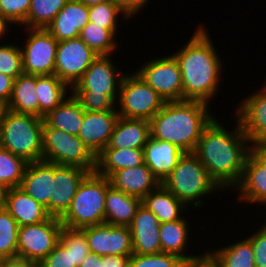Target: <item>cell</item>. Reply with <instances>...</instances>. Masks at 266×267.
<instances>
[{
    "instance_id": "6da1fadb",
    "label": "cell",
    "mask_w": 266,
    "mask_h": 267,
    "mask_svg": "<svg viewBox=\"0 0 266 267\" xmlns=\"http://www.w3.org/2000/svg\"><path fill=\"white\" fill-rule=\"evenodd\" d=\"M216 117L204 128L193 152L207 169L209 177L223 192L233 190L243 174L251 142L236 117L235 129H225Z\"/></svg>"
},
{
    "instance_id": "e0dca14e",
    "label": "cell",
    "mask_w": 266,
    "mask_h": 267,
    "mask_svg": "<svg viewBox=\"0 0 266 267\" xmlns=\"http://www.w3.org/2000/svg\"><path fill=\"white\" fill-rule=\"evenodd\" d=\"M118 118V111L89 112L85 110L78 137L95 156L108 146Z\"/></svg>"
},
{
    "instance_id": "d4e9b609",
    "label": "cell",
    "mask_w": 266,
    "mask_h": 267,
    "mask_svg": "<svg viewBox=\"0 0 266 267\" xmlns=\"http://www.w3.org/2000/svg\"><path fill=\"white\" fill-rule=\"evenodd\" d=\"M151 137L150 121L119 116L109 144L105 148L143 149Z\"/></svg>"
},
{
    "instance_id": "ab89813d",
    "label": "cell",
    "mask_w": 266,
    "mask_h": 267,
    "mask_svg": "<svg viewBox=\"0 0 266 267\" xmlns=\"http://www.w3.org/2000/svg\"><path fill=\"white\" fill-rule=\"evenodd\" d=\"M7 43L0 45V73L14 80L23 74L22 52L20 45Z\"/></svg>"
},
{
    "instance_id": "7bdbcfd3",
    "label": "cell",
    "mask_w": 266,
    "mask_h": 267,
    "mask_svg": "<svg viewBox=\"0 0 266 267\" xmlns=\"http://www.w3.org/2000/svg\"><path fill=\"white\" fill-rule=\"evenodd\" d=\"M89 112L117 111L116 103L108 95H73Z\"/></svg>"
},
{
    "instance_id": "9f6ffc18",
    "label": "cell",
    "mask_w": 266,
    "mask_h": 267,
    "mask_svg": "<svg viewBox=\"0 0 266 267\" xmlns=\"http://www.w3.org/2000/svg\"><path fill=\"white\" fill-rule=\"evenodd\" d=\"M84 3L87 7L92 6V5H97L99 3H103L108 0H78Z\"/></svg>"
},
{
    "instance_id": "4dcf8cb0",
    "label": "cell",
    "mask_w": 266,
    "mask_h": 267,
    "mask_svg": "<svg viewBox=\"0 0 266 267\" xmlns=\"http://www.w3.org/2000/svg\"><path fill=\"white\" fill-rule=\"evenodd\" d=\"M187 219L184 216L182 219L160 224L159 239L162 252L177 255L183 260L196 256L185 253L187 252V245L190 243L188 241L190 225Z\"/></svg>"
},
{
    "instance_id": "ba28073f",
    "label": "cell",
    "mask_w": 266,
    "mask_h": 267,
    "mask_svg": "<svg viewBox=\"0 0 266 267\" xmlns=\"http://www.w3.org/2000/svg\"><path fill=\"white\" fill-rule=\"evenodd\" d=\"M164 104L161 96L136 72L124 75L116 104L119 116L150 121Z\"/></svg>"
},
{
    "instance_id": "11a10c76",
    "label": "cell",
    "mask_w": 266,
    "mask_h": 267,
    "mask_svg": "<svg viewBox=\"0 0 266 267\" xmlns=\"http://www.w3.org/2000/svg\"><path fill=\"white\" fill-rule=\"evenodd\" d=\"M8 187L0 182V209L5 208Z\"/></svg>"
},
{
    "instance_id": "1f68e13d",
    "label": "cell",
    "mask_w": 266,
    "mask_h": 267,
    "mask_svg": "<svg viewBox=\"0 0 266 267\" xmlns=\"http://www.w3.org/2000/svg\"><path fill=\"white\" fill-rule=\"evenodd\" d=\"M70 90L71 88L61 81L55 74L41 76L36 75L39 117L44 118V116H46L50 111L54 110L65 99H67L69 96L68 92L71 93Z\"/></svg>"
},
{
    "instance_id": "5bb4252c",
    "label": "cell",
    "mask_w": 266,
    "mask_h": 267,
    "mask_svg": "<svg viewBox=\"0 0 266 267\" xmlns=\"http://www.w3.org/2000/svg\"><path fill=\"white\" fill-rule=\"evenodd\" d=\"M90 252L102 256H131L132 237L128 226H114L103 223L82 228Z\"/></svg>"
},
{
    "instance_id": "8d00e7d4",
    "label": "cell",
    "mask_w": 266,
    "mask_h": 267,
    "mask_svg": "<svg viewBox=\"0 0 266 267\" xmlns=\"http://www.w3.org/2000/svg\"><path fill=\"white\" fill-rule=\"evenodd\" d=\"M89 21L100 26L101 28L111 30L115 35L118 32V17L120 13L123 15L124 20H128L130 17L126 12L114 1L108 0L97 5L88 7Z\"/></svg>"
},
{
    "instance_id": "d6a6232c",
    "label": "cell",
    "mask_w": 266,
    "mask_h": 267,
    "mask_svg": "<svg viewBox=\"0 0 266 267\" xmlns=\"http://www.w3.org/2000/svg\"><path fill=\"white\" fill-rule=\"evenodd\" d=\"M223 247L210 251L220 267H255L254 252L248 238Z\"/></svg>"
},
{
    "instance_id": "2e32d148",
    "label": "cell",
    "mask_w": 266,
    "mask_h": 267,
    "mask_svg": "<svg viewBox=\"0 0 266 267\" xmlns=\"http://www.w3.org/2000/svg\"><path fill=\"white\" fill-rule=\"evenodd\" d=\"M262 87L235 108V116L251 143L266 141V83Z\"/></svg>"
},
{
    "instance_id": "681fc988",
    "label": "cell",
    "mask_w": 266,
    "mask_h": 267,
    "mask_svg": "<svg viewBox=\"0 0 266 267\" xmlns=\"http://www.w3.org/2000/svg\"><path fill=\"white\" fill-rule=\"evenodd\" d=\"M131 256H102V267H129Z\"/></svg>"
},
{
    "instance_id": "6f0895ef",
    "label": "cell",
    "mask_w": 266,
    "mask_h": 267,
    "mask_svg": "<svg viewBox=\"0 0 266 267\" xmlns=\"http://www.w3.org/2000/svg\"><path fill=\"white\" fill-rule=\"evenodd\" d=\"M260 227L266 231V221H265V223H264L262 226H260Z\"/></svg>"
},
{
    "instance_id": "816d5d0a",
    "label": "cell",
    "mask_w": 266,
    "mask_h": 267,
    "mask_svg": "<svg viewBox=\"0 0 266 267\" xmlns=\"http://www.w3.org/2000/svg\"><path fill=\"white\" fill-rule=\"evenodd\" d=\"M33 265L20 256L0 258V267H32Z\"/></svg>"
},
{
    "instance_id": "ffe728a7",
    "label": "cell",
    "mask_w": 266,
    "mask_h": 267,
    "mask_svg": "<svg viewBox=\"0 0 266 267\" xmlns=\"http://www.w3.org/2000/svg\"><path fill=\"white\" fill-rule=\"evenodd\" d=\"M54 164L46 161L29 162L19 186L49 214L50 197L54 191Z\"/></svg>"
},
{
    "instance_id": "7402d4cb",
    "label": "cell",
    "mask_w": 266,
    "mask_h": 267,
    "mask_svg": "<svg viewBox=\"0 0 266 267\" xmlns=\"http://www.w3.org/2000/svg\"><path fill=\"white\" fill-rule=\"evenodd\" d=\"M144 163L162 181L173 171L185 152L165 140L151 138L143 148Z\"/></svg>"
},
{
    "instance_id": "f907efd6",
    "label": "cell",
    "mask_w": 266,
    "mask_h": 267,
    "mask_svg": "<svg viewBox=\"0 0 266 267\" xmlns=\"http://www.w3.org/2000/svg\"><path fill=\"white\" fill-rule=\"evenodd\" d=\"M251 155L266 168V141L251 143Z\"/></svg>"
},
{
    "instance_id": "277c9868",
    "label": "cell",
    "mask_w": 266,
    "mask_h": 267,
    "mask_svg": "<svg viewBox=\"0 0 266 267\" xmlns=\"http://www.w3.org/2000/svg\"><path fill=\"white\" fill-rule=\"evenodd\" d=\"M44 119L13 112H0V147L29 162L42 161Z\"/></svg>"
},
{
    "instance_id": "60d3db41",
    "label": "cell",
    "mask_w": 266,
    "mask_h": 267,
    "mask_svg": "<svg viewBox=\"0 0 266 267\" xmlns=\"http://www.w3.org/2000/svg\"><path fill=\"white\" fill-rule=\"evenodd\" d=\"M183 259L179 256L160 252L155 254H132L129 267H181Z\"/></svg>"
},
{
    "instance_id": "e575fe53",
    "label": "cell",
    "mask_w": 266,
    "mask_h": 267,
    "mask_svg": "<svg viewBox=\"0 0 266 267\" xmlns=\"http://www.w3.org/2000/svg\"><path fill=\"white\" fill-rule=\"evenodd\" d=\"M68 1L69 0H31L27 18L20 27L46 29Z\"/></svg>"
},
{
    "instance_id": "484cf974",
    "label": "cell",
    "mask_w": 266,
    "mask_h": 267,
    "mask_svg": "<svg viewBox=\"0 0 266 267\" xmlns=\"http://www.w3.org/2000/svg\"><path fill=\"white\" fill-rule=\"evenodd\" d=\"M142 200L123 191L107 188L105 198V223L114 226H129Z\"/></svg>"
},
{
    "instance_id": "f1b7e54d",
    "label": "cell",
    "mask_w": 266,
    "mask_h": 267,
    "mask_svg": "<svg viewBox=\"0 0 266 267\" xmlns=\"http://www.w3.org/2000/svg\"><path fill=\"white\" fill-rule=\"evenodd\" d=\"M5 108L16 113L39 117L36 75L23 73L14 80L12 95Z\"/></svg>"
},
{
    "instance_id": "5b68a950",
    "label": "cell",
    "mask_w": 266,
    "mask_h": 267,
    "mask_svg": "<svg viewBox=\"0 0 266 267\" xmlns=\"http://www.w3.org/2000/svg\"><path fill=\"white\" fill-rule=\"evenodd\" d=\"M162 184L188 208L194 209L204 206L203 197L221 190L194 153H184Z\"/></svg>"
},
{
    "instance_id": "f5cc1de1",
    "label": "cell",
    "mask_w": 266,
    "mask_h": 267,
    "mask_svg": "<svg viewBox=\"0 0 266 267\" xmlns=\"http://www.w3.org/2000/svg\"><path fill=\"white\" fill-rule=\"evenodd\" d=\"M79 267H102V257L90 252Z\"/></svg>"
},
{
    "instance_id": "f6af8a7d",
    "label": "cell",
    "mask_w": 266,
    "mask_h": 267,
    "mask_svg": "<svg viewBox=\"0 0 266 267\" xmlns=\"http://www.w3.org/2000/svg\"><path fill=\"white\" fill-rule=\"evenodd\" d=\"M253 248L255 267H266V231L259 227L258 231L247 237Z\"/></svg>"
},
{
    "instance_id": "30bf717a",
    "label": "cell",
    "mask_w": 266,
    "mask_h": 267,
    "mask_svg": "<svg viewBox=\"0 0 266 267\" xmlns=\"http://www.w3.org/2000/svg\"><path fill=\"white\" fill-rule=\"evenodd\" d=\"M136 73L165 102L183 101V83L180 66L171 55L150 59L143 63Z\"/></svg>"
},
{
    "instance_id": "52a82bcc",
    "label": "cell",
    "mask_w": 266,
    "mask_h": 267,
    "mask_svg": "<svg viewBox=\"0 0 266 267\" xmlns=\"http://www.w3.org/2000/svg\"><path fill=\"white\" fill-rule=\"evenodd\" d=\"M42 160L57 165L77 166L95 172L96 156L75 135L43 124Z\"/></svg>"
},
{
    "instance_id": "7dc6e473",
    "label": "cell",
    "mask_w": 266,
    "mask_h": 267,
    "mask_svg": "<svg viewBox=\"0 0 266 267\" xmlns=\"http://www.w3.org/2000/svg\"><path fill=\"white\" fill-rule=\"evenodd\" d=\"M14 79L8 75L0 73V106L5 107L12 95Z\"/></svg>"
},
{
    "instance_id": "44dd1931",
    "label": "cell",
    "mask_w": 266,
    "mask_h": 267,
    "mask_svg": "<svg viewBox=\"0 0 266 267\" xmlns=\"http://www.w3.org/2000/svg\"><path fill=\"white\" fill-rule=\"evenodd\" d=\"M89 18V10L84 3L69 0L46 29L58 42L78 38Z\"/></svg>"
},
{
    "instance_id": "bcb514c9",
    "label": "cell",
    "mask_w": 266,
    "mask_h": 267,
    "mask_svg": "<svg viewBox=\"0 0 266 267\" xmlns=\"http://www.w3.org/2000/svg\"><path fill=\"white\" fill-rule=\"evenodd\" d=\"M208 251L183 260L181 267H220L217 259Z\"/></svg>"
},
{
    "instance_id": "db71d44e",
    "label": "cell",
    "mask_w": 266,
    "mask_h": 267,
    "mask_svg": "<svg viewBox=\"0 0 266 267\" xmlns=\"http://www.w3.org/2000/svg\"><path fill=\"white\" fill-rule=\"evenodd\" d=\"M10 24L12 25L11 22H9L4 16L0 14V40H2L8 32H10Z\"/></svg>"
},
{
    "instance_id": "836d02e7",
    "label": "cell",
    "mask_w": 266,
    "mask_h": 267,
    "mask_svg": "<svg viewBox=\"0 0 266 267\" xmlns=\"http://www.w3.org/2000/svg\"><path fill=\"white\" fill-rule=\"evenodd\" d=\"M79 38L98 56L113 55V52H117L116 35L90 21L80 31Z\"/></svg>"
},
{
    "instance_id": "9a60e30c",
    "label": "cell",
    "mask_w": 266,
    "mask_h": 267,
    "mask_svg": "<svg viewBox=\"0 0 266 267\" xmlns=\"http://www.w3.org/2000/svg\"><path fill=\"white\" fill-rule=\"evenodd\" d=\"M90 172L77 167L54 164V191L50 197L49 215L61 218L69 209L82 180Z\"/></svg>"
},
{
    "instance_id": "8fae6325",
    "label": "cell",
    "mask_w": 266,
    "mask_h": 267,
    "mask_svg": "<svg viewBox=\"0 0 266 267\" xmlns=\"http://www.w3.org/2000/svg\"><path fill=\"white\" fill-rule=\"evenodd\" d=\"M62 226L60 218L50 216L41 223L19 227L17 256L39 264L58 243Z\"/></svg>"
},
{
    "instance_id": "7c38bea8",
    "label": "cell",
    "mask_w": 266,
    "mask_h": 267,
    "mask_svg": "<svg viewBox=\"0 0 266 267\" xmlns=\"http://www.w3.org/2000/svg\"><path fill=\"white\" fill-rule=\"evenodd\" d=\"M24 30L28 36L21 48L23 73L37 76L54 74L58 41L44 28Z\"/></svg>"
},
{
    "instance_id": "d590c367",
    "label": "cell",
    "mask_w": 266,
    "mask_h": 267,
    "mask_svg": "<svg viewBox=\"0 0 266 267\" xmlns=\"http://www.w3.org/2000/svg\"><path fill=\"white\" fill-rule=\"evenodd\" d=\"M28 162L0 147V182L8 188L19 187Z\"/></svg>"
},
{
    "instance_id": "ee69618b",
    "label": "cell",
    "mask_w": 266,
    "mask_h": 267,
    "mask_svg": "<svg viewBox=\"0 0 266 267\" xmlns=\"http://www.w3.org/2000/svg\"><path fill=\"white\" fill-rule=\"evenodd\" d=\"M39 265L41 267H76L72 262L70 251H67L59 242Z\"/></svg>"
},
{
    "instance_id": "83f0119b",
    "label": "cell",
    "mask_w": 266,
    "mask_h": 267,
    "mask_svg": "<svg viewBox=\"0 0 266 267\" xmlns=\"http://www.w3.org/2000/svg\"><path fill=\"white\" fill-rule=\"evenodd\" d=\"M85 110L80 102L71 94L54 110L44 116V122L53 128L70 135L78 136L83 122Z\"/></svg>"
},
{
    "instance_id": "f35d334b",
    "label": "cell",
    "mask_w": 266,
    "mask_h": 267,
    "mask_svg": "<svg viewBox=\"0 0 266 267\" xmlns=\"http://www.w3.org/2000/svg\"><path fill=\"white\" fill-rule=\"evenodd\" d=\"M18 231L17 221L5 208L0 209V258L17 256Z\"/></svg>"
},
{
    "instance_id": "74e56055",
    "label": "cell",
    "mask_w": 266,
    "mask_h": 267,
    "mask_svg": "<svg viewBox=\"0 0 266 267\" xmlns=\"http://www.w3.org/2000/svg\"><path fill=\"white\" fill-rule=\"evenodd\" d=\"M58 242L70 251L72 262L79 267L90 253L85 233L82 229H74L62 226Z\"/></svg>"
},
{
    "instance_id": "c3c4849f",
    "label": "cell",
    "mask_w": 266,
    "mask_h": 267,
    "mask_svg": "<svg viewBox=\"0 0 266 267\" xmlns=\"http://www.w3.org/2000/svg\"><path fill=\"white\" fill-rule=\"evenodd\" d=\"M132 19V16L141 11L149 0H114Z\"/></svg>"
},
{
    "instance_id": "8992f818",
    "label": "cell",
    "mask_w": 266,
    "mask_h": 267,
    "mask_svg": "<svg viewBox=\"0 0 266 267\" xmlns=\"http://www.w3.org/2000/svg\"><path fill=\"white\" fill-rule=\"evenodd\" d=\"M109 179L96 172L80 183L67 212L60 218L65 227L82 229L105 223V198Z\"/></svg>"
},
{
    "instance_id": "9c48e42d",
    "label": "cell",
    "mask_w": 266,
    "mask_h": 267,
    "mask_svg": "<svg viewBox=\"0 0 266 267\" xmlns=\"http://www.w3.org/2000/svg\"><path fill=\"white\" fill-rule=\"evenodd\" d=\"M111 55H99L77 83L71 88L72 95H108L116 104L119 98L121 73Z\"/></svg>"
},
{
    "instance_id": "cb8c5ba5",
    "label": "cell",
    "mask_w": 266,
    "mask_h": 267,
    "mask_svg": "<svg viewBox=\"0 0 266 267\" xmlns=\"http://www.w3.org/2000/svg\"><path fill=\"white\" fill-rule=\"evenodd\" d=\"M237 198L240 202L266 205V168L251 154L246 160L242 177L238 185Z\"/></svg>"
},
{
    "instance_id": "7a4b0ae2",
    "label": "cell",
    "mask_w": 266,
    "mask_h": 267,
    "mask_svg": "<svg viewBox=\"0 0 266 267\" xmlns=\"http://www.w3.org/2000/svg\"><path fill=\"white\" fill-rule=\"evenodd\" d=\"M209 35L208 29L199 25L189 41L172 54L180 66L183 101L210 104L218 93L224 67Z\"/></svg>"
},
{
    "instance_id": "680465c9",
    "label": "cell",
    "mask_w": 266,
    "mask_h": 267,
    "mask_svg": "<svg viewBox=\"0 0 266 267\" xmlns=\"http://www.w3.org/2000/svg\"><path fill=\"white\" fill-rule=\"evenodd\" d=\"M32 267H41L39 264H34Z\"/></svg>"
},
{
    "instance_id": "b9f144b4",
    "label": "cell",
    "mask_w": 266,
    "mask_h": 267,
    "mask_svg": "<svg viewBox=\"0 0 266 267\" xmlns=\"http://www.w3.org/2000/svg\"><path fill=\"white\" fill-rule=\"evenodd\" d=\"M31 0H0V14L12 24L22 25L29 13Z\"/></svg>"
},
{
    "instance_id": "3957f363",
    "label": "cell",
    "mask_w": 266,
    "mask_h": 267,
    "mask_svg": "<svg viewBox=\"0 0 266 267\" xmlns=\"http://www.w3.org/2000/svg\"><path fill=\"white\" fill-rule=\"evenodd\" d=\"M202 101L165 102L150 120L151 138L165 140L185 153H193L204 128L214 118Z\"/></svg>"
},
{
    "instance_id": "4316f807",
    "label": "cell",
    "mask_w": 266,
    "mask_h": 267,
    "mask_svg": "<svg viewBox=\"0 0 266 267\" xmlns=\"http://www.w3.org/2000/svg\"><path fill=\"white\" fill-rule=\"evenodd\" d=\"M142 204L158 218L160 223L182 219L183 212L188 210V207L162 183L142 199Z\"/></svg>"
},
{
    "instance_id": "ac0fdd59",
    "label": "cell",
    "mask_w": 266,
    "mask_h": 267,
    "mask_svg": "<svg viewBox=\"0 0 266 267\" xmlns=\"http://www.w3.org/2000/svg\"><path fill=\"white\" fill-rule=\"evenodd\" d=\"M160 224L158 218L141 203L131 224L128 226L132 237L133 254L162 252L159 239Z\"/></svg>"
},
{
    "instance_id": "f546056e",
    "label": "cell",
    "mask_w": 266,
    "mask_h": 267,
    "mask_svg": "<svg viewBox=\"0 0 266 267\" xmlns=\"http://www.w3.org/2000/svg\"><path fill=\"white\" fill-rule=\"evenodd\" d=\"M144 163L143 149H115L104 148L96 156L95 172L101 176L109 177L113 172L139 166Z\"/></svg>"
},
{
    "instance_id": "d6986e66",
    "label": "cell",
    "mask_w": 266,
    "mask_h": 267,
    "mask_svg": "<svg viewBox=\"0 0 266 267\" xmlns=\"http://www.w3.org/2000/svg\"><path fill=\"white\" fill-rule=\"evenodd\" d=\"M108 179L113 188L141 200L161 184L145 163L115 171Z\"/></svg>"
},
{
    "instance_id": "4fadbf2b",
    "label": "cell",
    "mask_w": 266,
    "mask_h": 267,
    "mask_svg": "<svg viewBox=\"0 0 266 267\" xmlns=\"http://www.w3.org/2000/svg\"><path fill=\"white\" fill-rule=\"evenodd\" d=\"M97 57L79 37L59 41L54 74L72 88Z\"/></svg>"
},
{
    "instance_id": "603a6c76",
    "label": "cell",
    "mask_w": 266,
    "mask_h": 267,
    "mask_svg": "<svg viewBox=\"0 0 266 267\" xmlns=\"http://www.w3.org/2000/svg\"><path fill=\"white\" fill-rule=\"evenodd\" d=\"M5 209L17 221L19 227L38 224L50 217L46 208L20 187L8 189Z\"/></svg>"
}]
</instances>
